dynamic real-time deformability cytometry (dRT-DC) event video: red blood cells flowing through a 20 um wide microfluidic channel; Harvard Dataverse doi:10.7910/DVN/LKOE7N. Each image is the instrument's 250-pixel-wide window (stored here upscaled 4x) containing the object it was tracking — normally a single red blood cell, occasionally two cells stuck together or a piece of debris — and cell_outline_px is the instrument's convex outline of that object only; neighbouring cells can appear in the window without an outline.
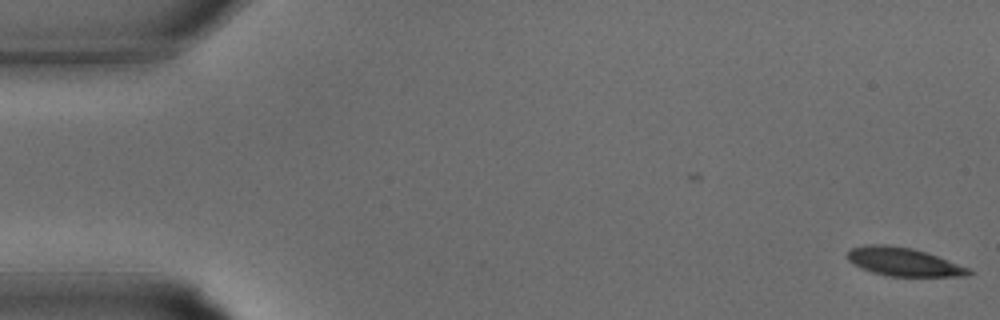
{"species": "common noctule bat (a hibernating species)", "species_latin": "Nyctalus noctula", "temperature_condition": "warm", "stored_images_in_passage": 2, "camera_frame_rate_fps": 3000, "um_per_image_px": 0.085, "animal": {"sex": "male", "body_mass_g": 15.6}, "frame": {"image": 1, "passage_image": 2, "time_ms": 0.333, "image_size_px": [1000, 320], "cell_outline_px": [[972, 272], [968, 276], [888, 276], [872, 272], [860, 268], [848, 260], [848, 252], [852, 248], [868, 244], [888, 244], [912, 248], [936, 256], [968, 268]], "centroid_in_image_um": [76.75, 22.25], "position_along_channel_um": 8.2, "area_um2": 19.77}}